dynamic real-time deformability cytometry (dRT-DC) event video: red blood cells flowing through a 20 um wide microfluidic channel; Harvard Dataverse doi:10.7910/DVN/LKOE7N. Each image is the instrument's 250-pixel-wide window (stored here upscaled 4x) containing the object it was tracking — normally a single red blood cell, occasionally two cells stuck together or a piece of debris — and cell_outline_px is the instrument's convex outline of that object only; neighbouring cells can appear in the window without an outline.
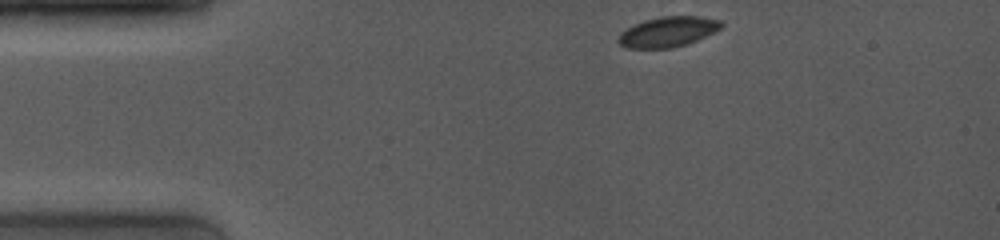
{"species": "common noctule bat (a hibernating species)", "species_latin": "Nyctalus noctula", "temperature_condition": "room temperature", "stored_images_in_passage": 28, "camera_frame_rate_fps": 4000, "um_per_image_px": 0.085, "animal": {"sex": "female", "body_mass_g": 19.0, "forearm_length_mm": 53.3}, "frame": {"image": 1, "passage_image": 1, "time_ms": 0.0, "image_size_px": [1000, 240], "cell_outline_px": [[724, 24], [720, 28], [696, 40], [672, 48], [624, 48], [616, 40], [620, 32], [632, 24], [644, 20], [660, 16], [696, 16], [720, 20]], "centroid_in_image_um": [56.69, 2.7], "position_along_channel_um": 28.3, "area_um2": 18.09}}
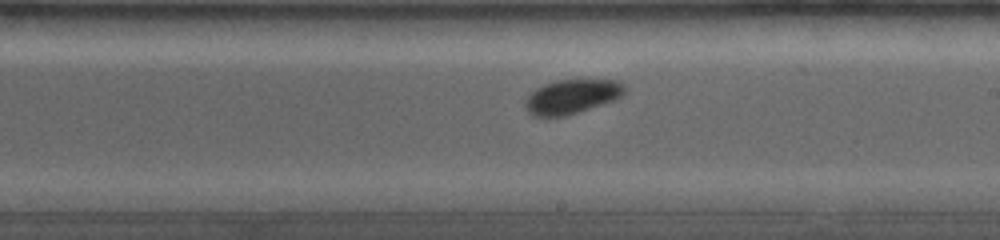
{"frame": {"image": 2, "passage_image": 16, "time_ms": 6.75, "image_size_px": [1000, 240], "cell_outline_px": [[628, 88], [620, 96], [612, 100], [564, 116], [532, 116], [524, 108], [524, 100], [536, 88], [544, 84], [556, 80], [620, 80]], "centroid_in_image_um": [48.57, 8.19], "position_along_channel_um": 240.4, "area_um2": 19.65}}
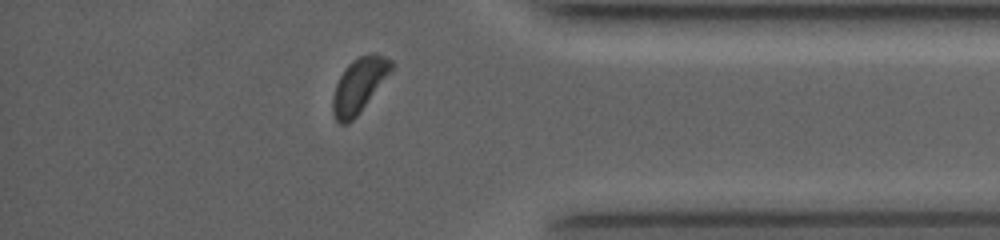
{"frame": {"image": 3, "passage_image": 25, "time_ms": 11.0, "image_size_px": [1000, 240], "cell_outline_px": [[392, 72], [356, 116], [348, 124], [340, 124], [336, 120], [332, 112], [332, 96], [336, 84], [344, 68], [352, 60], [360, 56], [384, 56], [392, 60]], "centroid_in_image_um": [30.49, 7.29], "position_along_channel_um": 404.7, "area_um2": 18.32}}